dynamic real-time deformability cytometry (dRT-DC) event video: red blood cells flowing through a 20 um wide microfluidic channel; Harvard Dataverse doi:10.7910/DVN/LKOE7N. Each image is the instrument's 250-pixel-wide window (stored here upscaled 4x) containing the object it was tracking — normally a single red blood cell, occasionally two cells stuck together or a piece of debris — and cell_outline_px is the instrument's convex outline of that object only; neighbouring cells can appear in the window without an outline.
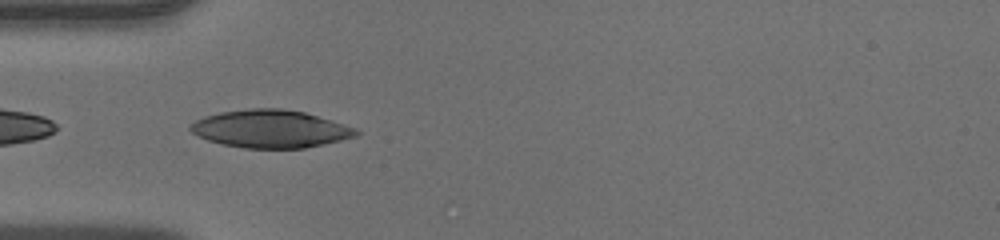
{"species": "human", "species_latin": "Homo sapiens", "temperature_condition": "warm", "stored_images_in_passage": 33, "camera_frame_rate_fps": 3000, "um_per_image_px": 0.085, "donor": {"sex": "male"}, "frame": {"image": 1, "passage_image": 1, "time_ms": 0.0, "image_size_px": [1000, 240], "cell_outline_px": [[360, 132], [356, 136], [324, 144], [304, 148], [244, 148], [224, 144], [208, 140], [192, 132], [188, 128], [196, 120], [204, 116], [220, 112], [248, 108], [280, 108], [304, 112], [332, 120], [356, 128]], "centroid_in_image_um": [23.0, 10.94], "position_along_channel_um": 62.0, "area_um2": 36.3}}
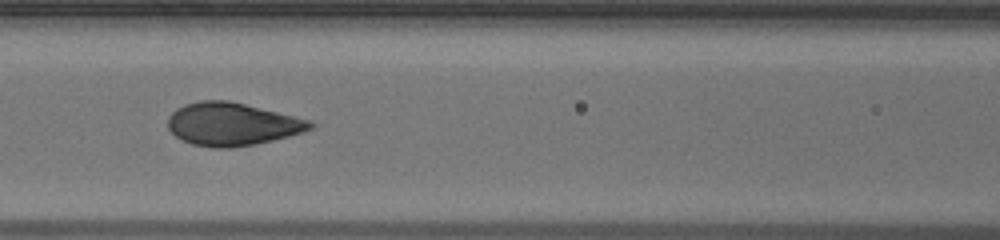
{"frame": {"image": 2, "passage_image": 7, "time_ms": 2.0, "image_size_px": [1000, 240], "cell_outline_px": [[316, 124], [312, 128], [304, 132], [272, 140], [232, 148], [212, 148], [192, 144], [180, 140], [168, 128], [168, 116], [176, 108], [184, 104], [200, 100], [228, 100], [308, 120]], "centroid_in_image_um": [19.67, 10.55], "position_along_channel_um": 146.9, "area_um2": 35.37}}
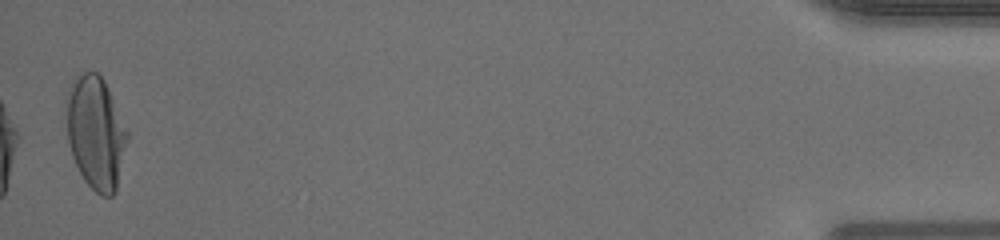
{"frame": {"image": 3, "passage_image": 33, "time_ms": 10.667, "image_size_px": [1000, 240], "cell_outline_px": [[128, 140], [116, 192], [112, 196], [100, 196], [84, 180], [72, 156], [68, 140], [68, 88], [72, 80], [76, 76], [84, 72], [96, 72], [104, 80], [128, 132]], "centroid_in_image_um": [8.16, 11.31], "position_along_channel_um": 427.0, "area_um2": 39.59}}